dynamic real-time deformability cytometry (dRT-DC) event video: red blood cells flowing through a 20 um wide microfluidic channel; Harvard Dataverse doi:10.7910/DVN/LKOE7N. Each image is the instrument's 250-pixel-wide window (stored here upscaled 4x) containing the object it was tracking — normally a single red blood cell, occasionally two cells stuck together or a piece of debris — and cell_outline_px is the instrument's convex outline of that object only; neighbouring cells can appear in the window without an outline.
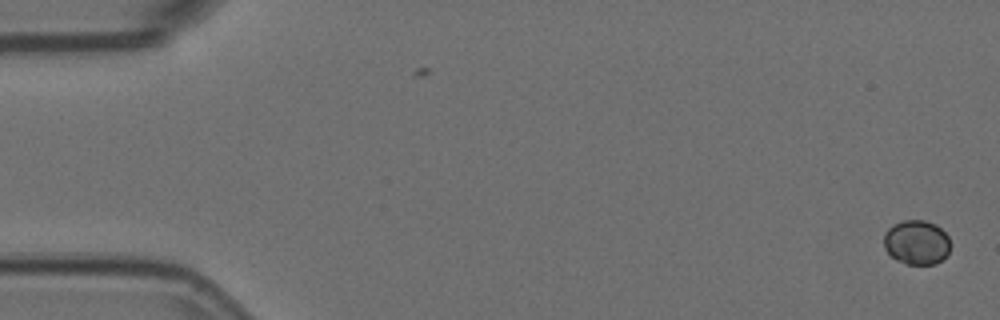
{"species": "Egyptian fruit bat (a non-hibernating species)", "species_latin": "Rousettus aegyptiacus", "temperature_condition": "room temperature", "stored_images_in_passage": 2, "camera_frame_rate_fps": 3000, "um_per_image_px": 0.085, "animal": {"sex": "female"}, "frame": {"image": 1, "passage_image": 2, "time_ms": 0.333, "image_size_px": [1000, 320], "cell_outline_px": [[948, 252], [936, 264], [904, 264], [896, 260], [884, 248], [884, 232], [892, 224], [904, 220], [924, 220], [936, 224], [948, 236]], "centroid_in_image_um": [77.87, 20.59], "position_along_channel_um": 7.1, "area_um2": 17.17}}